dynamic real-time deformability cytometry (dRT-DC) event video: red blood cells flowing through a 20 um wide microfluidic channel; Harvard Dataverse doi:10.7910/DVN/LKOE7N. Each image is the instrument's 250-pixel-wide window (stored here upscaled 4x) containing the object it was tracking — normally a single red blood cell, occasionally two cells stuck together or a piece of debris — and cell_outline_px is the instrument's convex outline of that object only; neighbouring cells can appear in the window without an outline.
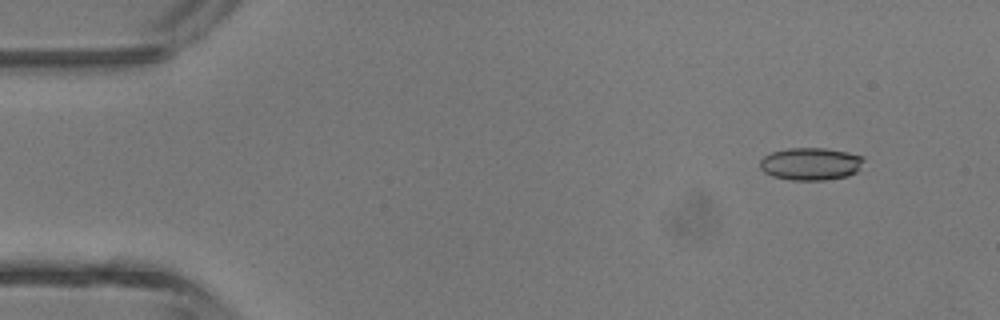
{"species": "common noctule bat (a hibernating species)", "species_latin": "Nyctalus noctula", "temperature_condition": "room temperature", "stored_images_in_passage": 5, "camera_frame_rate_fps": 3000, "um_per_image_px": 0.085, "animal": {"sex": "male", "body_mass_g": 13.3}, "frame": {"image": 1, "passage_image": 2, "time_ms": 1.333, "image_size_px": [1000, 320], "cell_outline_px": [[864, 160], [856, 172], [848, 176], [824, 180], [792, 180], [772, 176], [764, 172], [760, 168], [760, 160], [764, 156], [772, 152], [788, 148], [824, 148], [848, 152], [864, 156]], "centroid_in_image_um": [68.91, 13.93], "position_along_channel_um": 16.1, "area_um2": 19.71}}